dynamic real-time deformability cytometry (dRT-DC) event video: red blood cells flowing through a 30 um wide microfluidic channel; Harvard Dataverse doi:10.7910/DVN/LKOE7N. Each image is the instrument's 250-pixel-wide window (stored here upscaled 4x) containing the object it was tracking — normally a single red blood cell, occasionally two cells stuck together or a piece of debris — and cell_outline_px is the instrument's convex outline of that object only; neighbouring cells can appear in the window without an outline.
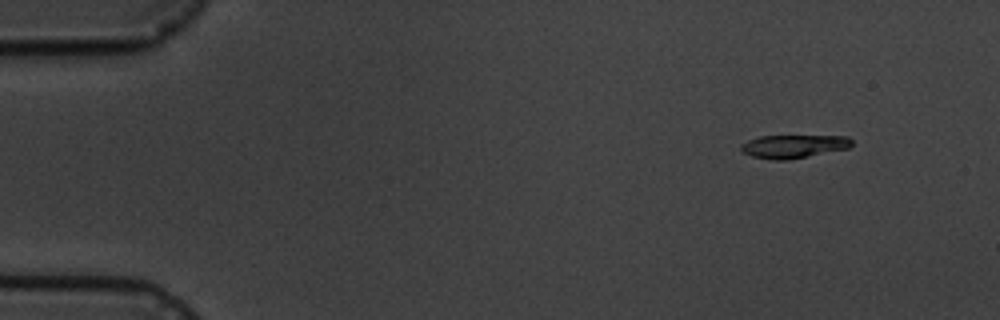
{"species": "common noctule bat (a hibernating species)", "species_latin": "Nyctalus noctula", "temperature_condition": "cold", "stored_images_in_passage": 5, "camera_frame_rate_fps": 3000, "um_per_image_px": 0.085, "animal": {"sex": "male", "body_mass_g": 19.5, "forearm_length_mm": 54.6}, "frame": {"image": 1, "passage_image": 2, "time_ms": 1.0, "image_size_px": [1000, 320], "cell_outline_px": [[852, 144], [848, 148], [788, 160], [776, 160], [752, 156], [744, 152], [740, 148], [740, 144], [748, 140], [760, 136], [848, 136], [852, 140]], "centroid_in_image_um": [67.45, 12.43], "position_along_channel_um": 17.6, "area_um2": 14.85}}
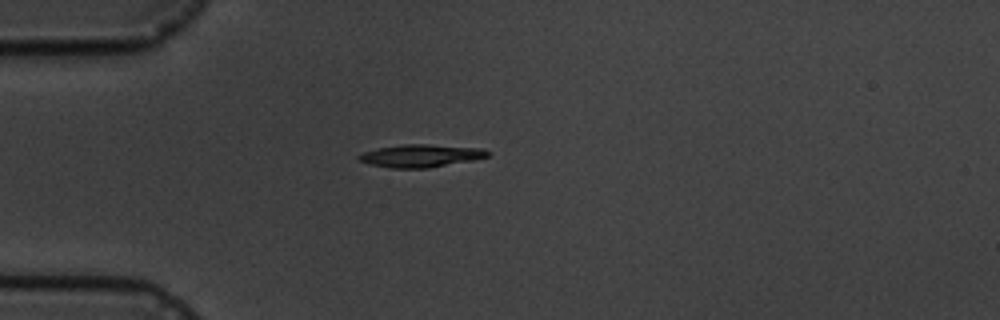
{"frame": {"image": 2, "passage_image": 5, "time_ms": 4.333, "image_size_px": [1000, 320], "cell_outline_px": [[492, 152], [488, 156], [472, 160], [428, 168], [388, 168], [368, 164], [360, 160], [356, 156], [364, 152], [376, 148], [404, 144], [428, 144], [484, 148]], "centroid_in_image_um": [35.77, 13.23], "position_along_channel_um": 49.2, "area_um2": 17.17}}